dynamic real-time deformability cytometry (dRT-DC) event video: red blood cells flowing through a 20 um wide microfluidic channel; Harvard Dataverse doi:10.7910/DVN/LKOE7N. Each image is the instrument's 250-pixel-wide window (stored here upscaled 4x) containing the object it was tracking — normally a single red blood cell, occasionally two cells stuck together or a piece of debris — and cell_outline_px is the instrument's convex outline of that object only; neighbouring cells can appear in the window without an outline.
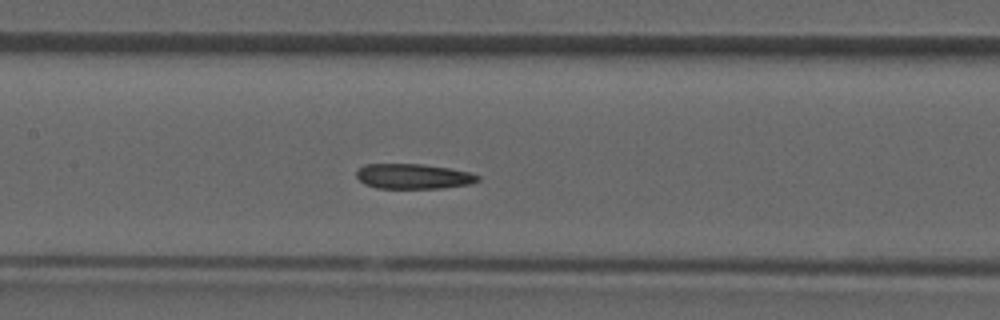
{"species": "common noctule bat (a hibernating species)", "species_latin": "Nyctalus noctula", "temperature_condition": "room temperature", "stored_images_in_passage": 31, "camera_frame_rate_fps": 3000, "um_per_image_px": 0.085, "animal": {"sex": "male", "forearm_length_mm": 52.5}, "frame": {"image": 1, "passage_image": 10, "time_ms": 3.0, "image_size_px": [1000, 320], "cell_outline_px": [[480, 180], [472, 184], [444, 188], [376, 188], [364, 184], [356, 176], [356, 172], [364, 164], [424, 164], [448, 168], [468, 172], [480, 176]], "centroid_in_image_um": [35.14, 14.99], "position_along_channel_um": 172.3, "area_um2": 17.8}}
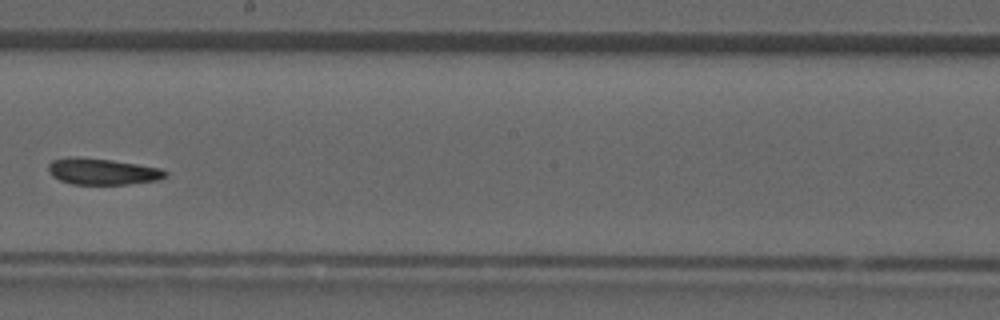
{"frame": {"image": 2, "passage_image": 14, "time_ms": 4.333, "image_size_px": [1000, 320], "cell_outline_px": [[168, 176], [160, 180], [128, 184], [72, 184], [60, 180], [52, 176], [48, 172], [48, 164], [52, 160], [68, 156], [76, 156], [112, 160], [160, 168], [168, 172]], "centroid_in_image_um": [8.69, 14.57], "position_along_channel_um": 239.5, "area_um2": 18.15}}